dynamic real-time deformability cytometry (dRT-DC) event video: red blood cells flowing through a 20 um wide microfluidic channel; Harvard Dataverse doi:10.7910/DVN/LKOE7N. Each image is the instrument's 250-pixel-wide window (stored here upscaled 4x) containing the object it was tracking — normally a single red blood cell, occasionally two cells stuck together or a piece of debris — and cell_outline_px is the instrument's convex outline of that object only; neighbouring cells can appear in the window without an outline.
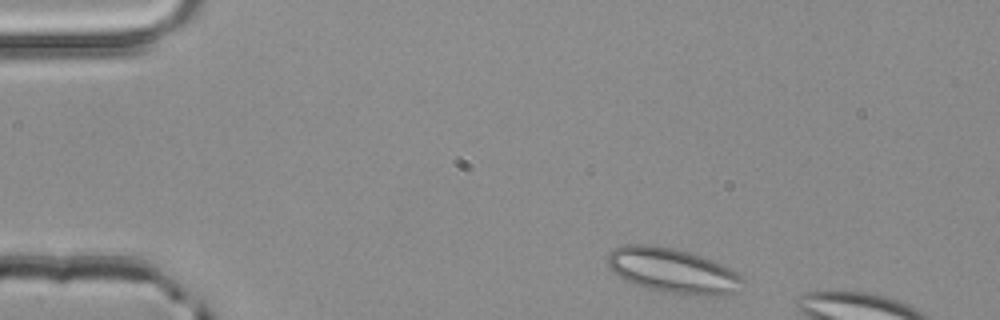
{"species": "common noctule bat (a hibernating species)", "species_latin": "Nyctalus noctula", "temperature_condition": "room temperature", "stored_images_in_passage": 8, "camera_frame_rate_fps": 3000, "um_per_image_px": 0.085, "animal": {"sex": "male", "body_mass_g": 20.4}, "frame": {"image": 1, "passage_image": 2, "time_ms": 0.333, "image_size_px": [1000, 320], "cell_outline_px": [[744, 280], [736, 292], [724, 296], [696, 296], [660, 292], [632, 284], [612, 272], [608, 268], [608, 252], [620, 244], [652, 244], [676, 248], [692, 252], [712, 260], [736, 272]], "centroid_in_image_um": [57.14, 23.01], "position_along_channel_um": 27.9, "area_um2": 36.07}}